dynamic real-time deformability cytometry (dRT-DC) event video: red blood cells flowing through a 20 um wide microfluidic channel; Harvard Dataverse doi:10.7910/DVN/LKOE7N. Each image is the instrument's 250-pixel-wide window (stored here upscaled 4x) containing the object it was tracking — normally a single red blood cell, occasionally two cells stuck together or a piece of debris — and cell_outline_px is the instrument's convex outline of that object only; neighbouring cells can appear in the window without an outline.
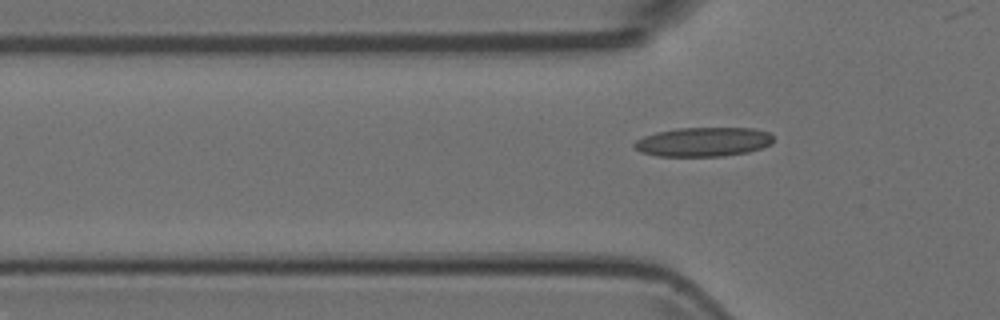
{"species": "Egyptian fruit bat (a non-hibernating species)", "species_latin": "Rousettus aegyptiacus", "temperature_condition": "room temperature", "stored_images_in_passage": 12, "camera_frame_rate_fps": 3000, "um_per_image_px": 0.085, "animal": {"sex": "female"}, "frame": {"image": 1, "passage_image": 2, "time_ms": 0.333, "image_size_px": [1000, 320], "cell_outline_px": [[772, 144], [748, 152], [724, 156], [656, 156], [640, 152], [632, 144], [636, 140], [644, 136], [656, 132], [676, 128], [752, 128], [768, 132], [772, 136]], "centroid_in_image_um": [59.76, 12.06], "position_along_channel_um": 66.0, "area_um2": 23.7}}
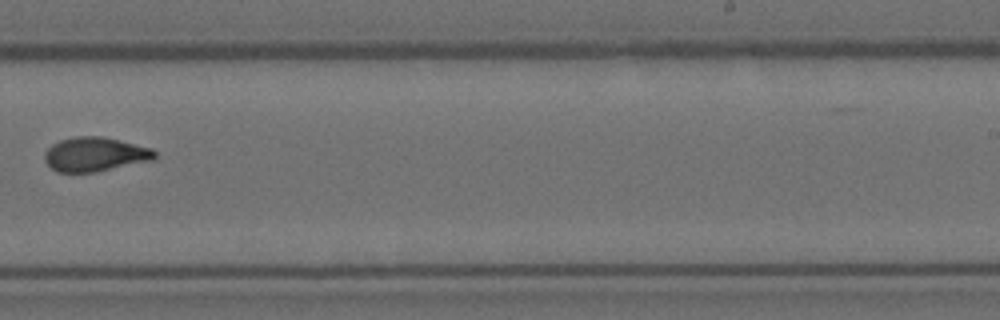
{"frame": {"image": 2, "passage_image": 7, "time_ms": 2.0, "image_size_px": [1000, 320], "cell_outline_px": [[156, 156], [152, 160], [96, 172], [56, 172], [44, 160], [44, 152], [52, 144], [60, 140], [76, 136], [104, 136], [152, 148], [156, 152]], "centroid_in_image_um": [8.06, 13.11], "position_along_channel_um": 280.9, "area_um2": 22.02}}
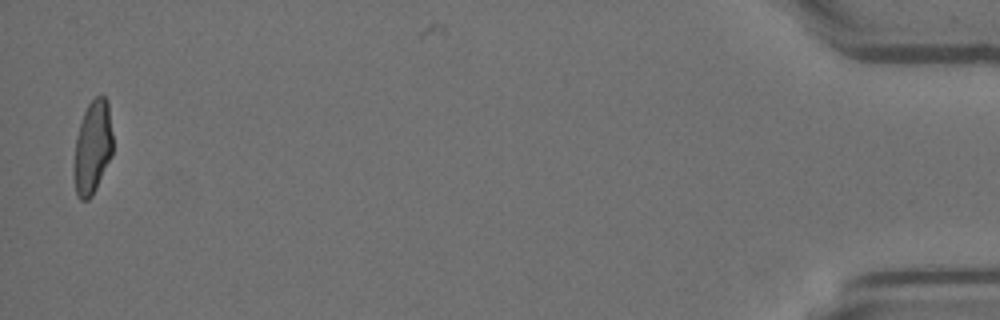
{"frame": {"image": 3, "passage_image": 12, "time_ms": 3.667, "image_size_px": [1000, 320], "cell_outline_px": [[112, 156], [92, 196], [88, 200], [80, 200], [76, 196], [72, 172], [76, 136], [84, 112], [88, 104], [96, 96], [104, 96], [108, 100], [112, 132]], "centroid_in_image_um": [7.85, 12.56], "position_along_channel_um": 427.4, "area_um2": 21.5}}